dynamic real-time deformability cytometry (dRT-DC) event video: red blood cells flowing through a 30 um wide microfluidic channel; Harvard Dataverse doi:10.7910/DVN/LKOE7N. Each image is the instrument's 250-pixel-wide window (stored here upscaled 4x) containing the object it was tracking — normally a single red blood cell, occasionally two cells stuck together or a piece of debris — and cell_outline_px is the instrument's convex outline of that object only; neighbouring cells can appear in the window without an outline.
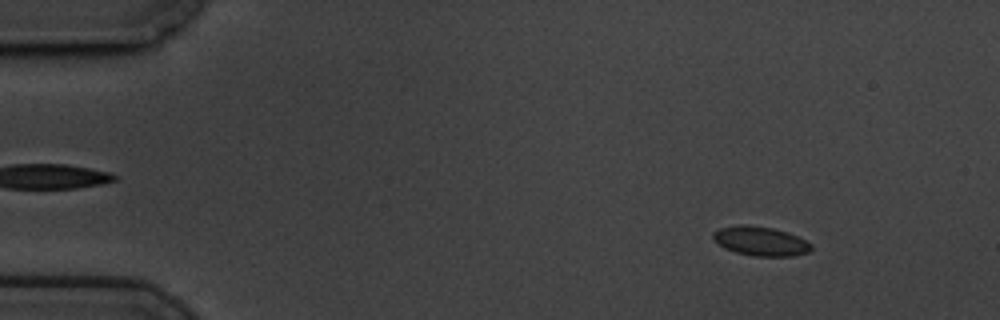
{"species": "common noctule bat (a hibernating species)", "species_latin": "Nyctalus noctula", "temperature_condition": "cold", "stored_images_in_passage": 59, "camera_frame_rate_fps": 3000, "um_per_image_px": 0.085, "animal": {"sex": "male", "body_mass_g": 19.5, "forearm_length_mm": 54.6}, "frame": {"image": 1, "passage_image": 7, "time_ms": 2.0, "image_size_px": [1000, 320], "cell_outline_px": [[812, 248], [808, 252], [792, 256], [752, 256], [736, 252], [724, 248], [712, 240], [712, 232], [720, 228], [740, 224], [748, 224], [772, 228], [788, 232], [812, 244]], "centroid_in_image_um": [64.6, 20.49], "position_along_channel_um": 20.4, "area_um2": 16.82}}
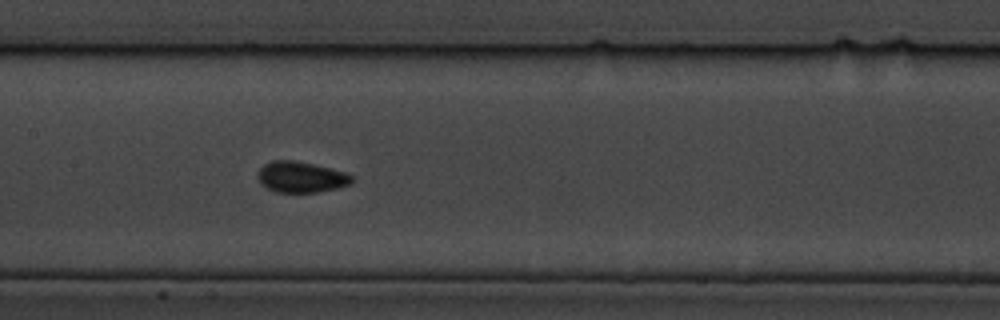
{"frame": {"image": 2, "passage_image": 29, "time_ms": 9.333, "image_size_px": [1000, 320], "cell_outline_px": [[352, 184], [336, 188], [316, 192], [276, 192], [260, 184], [256, 176], [260, 168], [264, 164], [272, 160], [292, 160], [312, 164], [344, 172], [352, 176]], "centroid_in_image_um": [25.54, 15.05], "position_along_channel_um": 181.9, "area_um2": 16.82}}
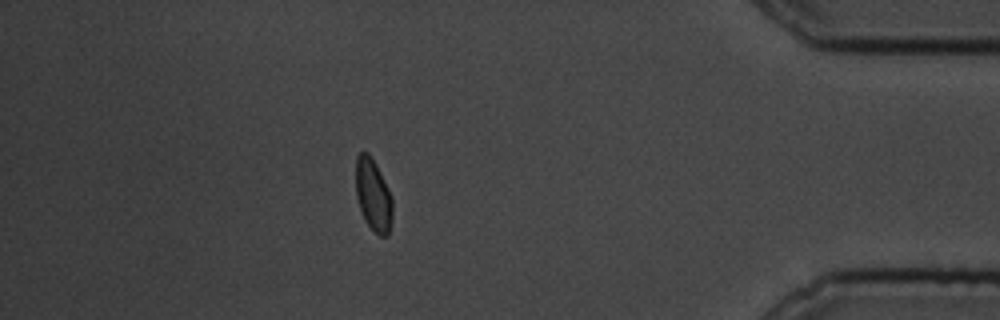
{"frame": {"image": 3, "passage_image": 52, "time_ms": 17.0, "image_size_px": [1000, 320], "cell_outline_px": [[392, 220], [388, 236], [380, 236], [364, 220], [356, 196], [356, 156], [360, 152], [368, 152], [372, 156], [392, 196]], "centroid_in_image_um": [31.72, 16.56], "position_along_channel_um": 403.5, "area_um2": 15.49}, "authors_computed_cell_mechanics": {"area_um2": 16.0684, "velocity_mm_per_s": 3.4274, "shape_relaxation_time_tau1_ms": 3.6838, "shape_relaxation_time_tau2_ms": null, "deformation_change_tau1": 0.0877, "deformation_change_tau2": null}}